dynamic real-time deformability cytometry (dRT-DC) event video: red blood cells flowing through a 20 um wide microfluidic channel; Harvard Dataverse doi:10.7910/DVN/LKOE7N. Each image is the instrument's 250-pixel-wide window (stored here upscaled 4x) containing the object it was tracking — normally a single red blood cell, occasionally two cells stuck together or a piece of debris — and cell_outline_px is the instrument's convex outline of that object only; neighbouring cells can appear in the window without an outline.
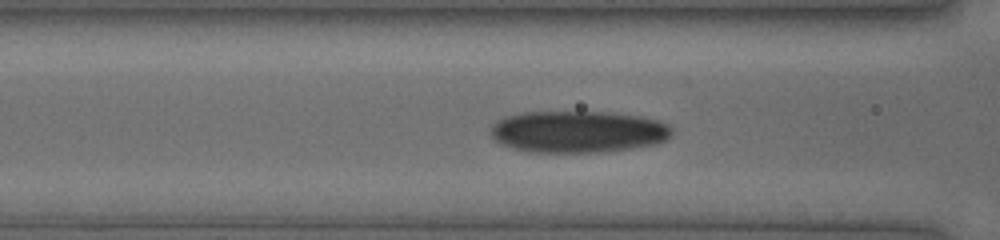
{"species": "human", "species_latin": "Homo sapiens", "temperature_condition": "cold", "stored_images_in_passage": 39, "camera_frame_rate_fps": 3000, "um_per_image_px": 0.085, "donor": {"sex": "female"}, "frame": {"image": 1, "passage_image": 14, "time_ms": 4.333, "image_size_px": [1000, 240], "cell_outline_px": [[672, 132], [668, 140], [656, 144], [632, 148], [604, 152], [528, 152], [512, 148], [496, 140], [488, 132], [492, 124], [496, 120], [504, 116], [524, 112], [608, 112], [640, 116], [660, 120], [668, 124], [672, 128]], "centroid_in_image_um": [49.14, 11.19], "position_along_channel_um": 117.5, "area_um2": 44.62}}
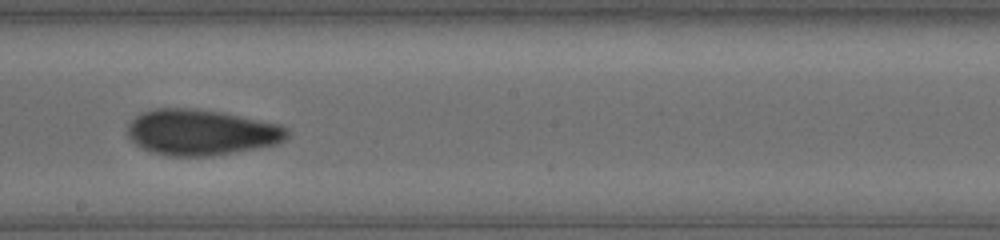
{"frame": {"image": 2, "passage_image": 22, "time_ms": 7.0, "image_size_px": [1000, 240], "cell_outline_px": [[288, 136], [284, 140], [276, 144], [236, 152], [212, 156], [168, 156], [152, 152], [136, 144], [128, 136], [128, 124], [136, 116], [144, 112], [156, 108], [196, 108], [224, 112], [280, 124], [288, 128]], "centroid_in_image_um": [17.13, 11.24], "position_along_channel_um": 231.1, "area_um2": 42.71}}
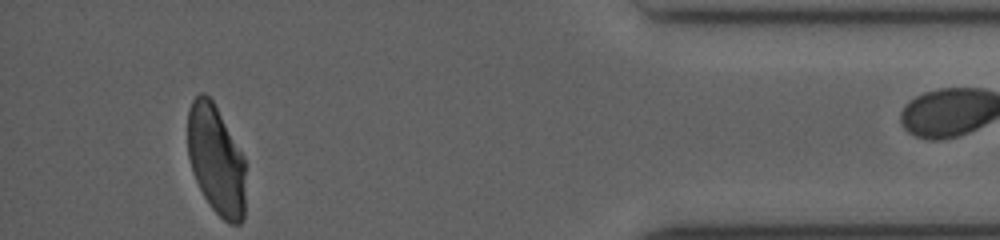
{"frame": {"image": 3, "passage_image": 38, "time_ms": 12.333, "image_size_px": [1000, 240], "cell_outline_px": [[244, 220], [240, 224], [228, 224], [208, 204], [192, 172], [188, 156], [188, 108], [192, 100], [200, 92], [204, 92], [212, 100], [244, 156]], "centroid_in_image_um": [18.36, 13.6], "position_along_channel_um": 416.8, "area_um2": 36.88}}